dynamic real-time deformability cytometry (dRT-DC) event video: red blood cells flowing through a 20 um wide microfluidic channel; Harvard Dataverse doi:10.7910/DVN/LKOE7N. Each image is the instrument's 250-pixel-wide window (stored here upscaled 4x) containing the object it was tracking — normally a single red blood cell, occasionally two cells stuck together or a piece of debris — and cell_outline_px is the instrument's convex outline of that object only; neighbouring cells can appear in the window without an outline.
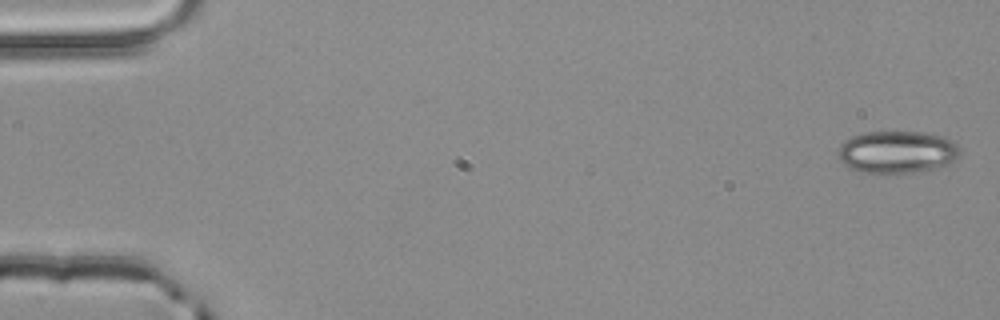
{"species": "common noctule bat (a hibernating species)", "species_latin": "Nyctalus noctula", "temperature_condition": "room temperature", "stored_images_in_passage": 4, "camera_frame_rate_fps": 3000, "um_per_image_px": 0.085, "animal": {"sex": "male", "body_mass_g": 20.4}, "frame": {"image": 1, "passage_image": 1, "time_ms": 0.0, "image_size_px": [1000, 320], "cell_outline_px": [[960, 148], [956, 156], [948, 164], [936, 168], [916, 172], [880, 176], [860, 172], [848, 168], [840, 160], [836, 152], [840, 144], [844, 140], [852, 136], [864, 132], [924, 132], [944, 136], [952, 140]], "centroid_in_image_um": [76.18, 12.95], "position_along_channel_um": 8.8, "area_um2": 30.87}}